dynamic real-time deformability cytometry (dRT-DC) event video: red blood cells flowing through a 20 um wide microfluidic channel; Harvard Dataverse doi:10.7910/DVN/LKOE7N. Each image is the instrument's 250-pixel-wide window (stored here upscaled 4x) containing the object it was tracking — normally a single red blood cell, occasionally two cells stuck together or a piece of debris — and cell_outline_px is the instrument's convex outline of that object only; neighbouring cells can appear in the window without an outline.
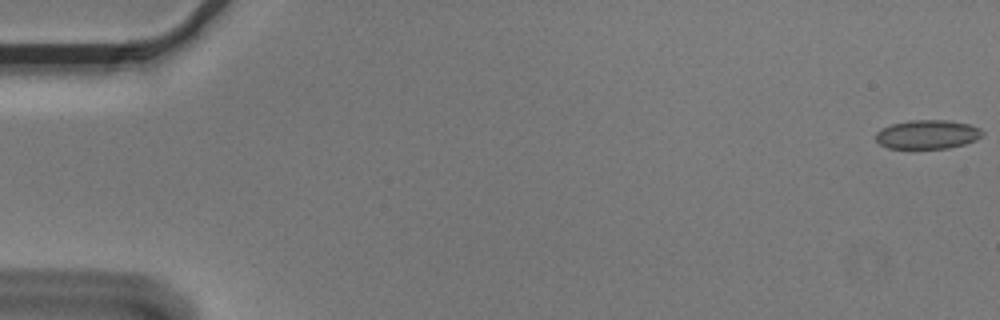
{"species": "Egyptian fruit bat (a non-hibernating species)", "species_latin": "Rousettus aegyptiacus", "temperature_condition": "cold", "stored_images_in_passage": 56, "camera_frame_rate_fps": 3000, "um_per_image_px": 0.085, "animal": {"sex": "male"}, "frame": {"image": 1, "passage_image": 1, "time_ms": 0.0, "image_size_px": [1000, 320], "cell_outline_px": [[984, 132], [976, 140], [964, 144], [948, 148], [888, 148], [880, 144], [876, 140], [876, 132], [880, 128], [892, 124], [908, 120], [948, 120], [968, 124], [980, 128]], "centroid_in_image_um": [78.81, 11.42], "position_along_channel_um": 6.2, "area_um2": 17.98}}
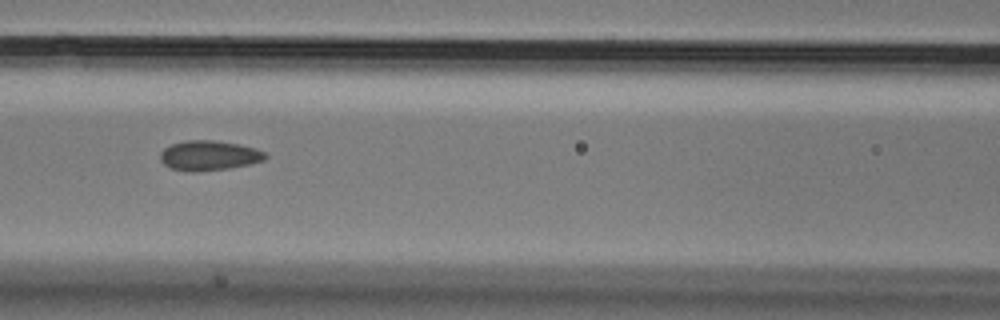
{"frame": {"image": 2, "passage_image": 25, "time_ms": 8.0, "image_size_px": [1000, 320], "cell_outline_px": [[268, 156], [264, 160], [248, 164], [228, 168], [196, 172], [192, 172], [172, 168], [164, 164], [160, 160], [160, 152], [164, 148], [172, 144], [188, 140], [216, 140], [240, 144], [256, 148], [264, 152]], "centroid_in_image_um": [17.77, 13.21], "position_along_channel_um": 148.8, "area_um2": 18.26}}
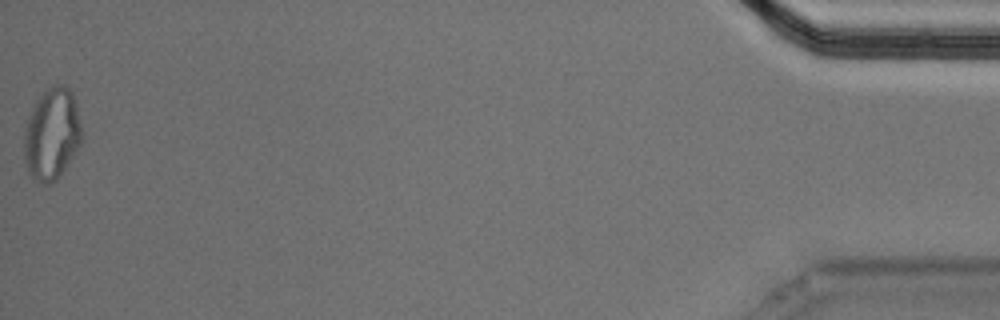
{"frame": {"image": 3, "passage_image": 56, "time_ms": 18.333, "image_size_px": [1000, 320], "cell_outline_px": [[84, 136], [80, 144], [56, 180], [48, 184], [44, 184], [32, 180], [28, 172], [24, 160], [24, 128], [32, 108], [36, 100], [48, 88], [56, 84], [64, 84], [72, 92], [76, 104]], "centroid_in_image_um": [4.4, 11.4], "position_along_channel_um": 430.8, "area_um2": 30.98}, "authors_computed_cell_mechanics": {"area_um2": 18.1781, "velocity_mm_per_s": 3.6373, "shape_relaxation_time_tau1_ms": null, "shape_relaxation_time_tau2_ms": 2.1135, "deformation_change_tau1": null, "deformation_change_tau2": 0.0749}}